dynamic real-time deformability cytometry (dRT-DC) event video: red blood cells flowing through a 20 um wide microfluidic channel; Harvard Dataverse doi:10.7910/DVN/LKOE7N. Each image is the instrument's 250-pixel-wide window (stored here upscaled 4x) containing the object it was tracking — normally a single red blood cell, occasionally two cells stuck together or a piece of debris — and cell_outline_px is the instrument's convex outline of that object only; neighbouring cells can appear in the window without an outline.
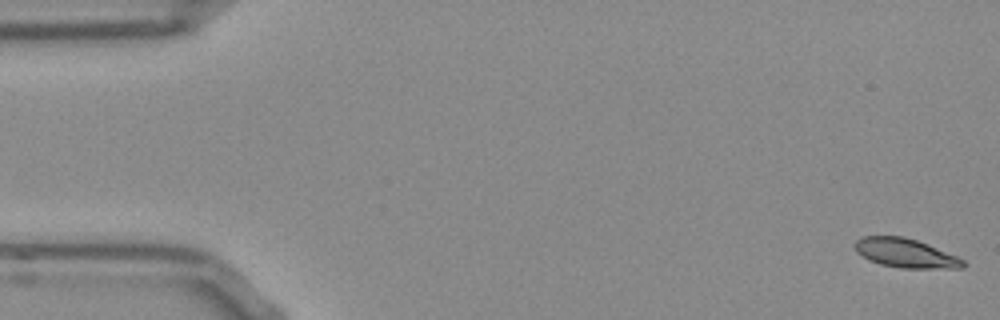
{"species": "Egyptian fruit bat (a non-hibernating species)", "species_latin": "Rousettus aegyptiacus", "temperature_condition": "room temperature", "stored_images_in_passage": 53, "camera_frame_rate_fps": 3000, "um_per_image_px": 0.085, "frame": {"image": 1, "passage_image": 1, "time_ms": 0.0, "image_size_px": [1000, 320], "cell_outline_px": [[968, 264], [964, 268], [900, 268], [880, 264], [868, 260], [856, 252], [856, 240], [864, 236], [904, 236], [916, 240], [956, 256], [964, 260]], "centroid_in_image_um": [76.97, 21.52], "position_along_channel_um": 8.0, "area_um2": 18.21}}
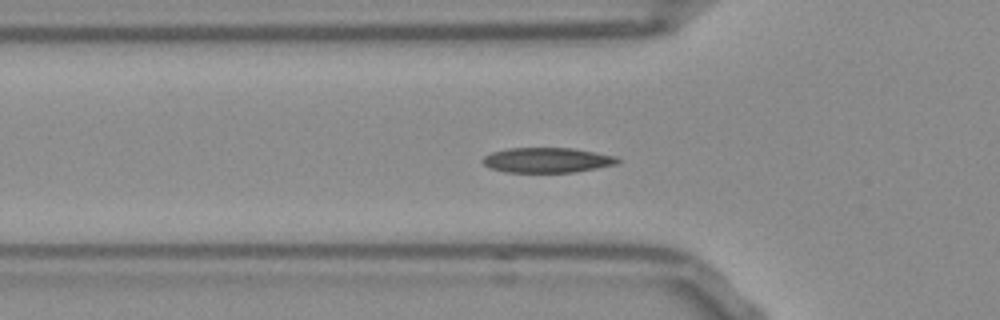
{"frame": {"image": 2, "passage_image": 17, "time_ms": 5.333, "image_size_px": [1000, 320], "cell_outline_px": [[620, 160], [616, 164], [596, 168], [572, 172], [504, 172], [488, 168], [480, 160], [484, 156], [492, 152], [508, 148], [572, 148], [616, 156]], "centroid_in_image_um": [46.45, 13.61], "position_along_channel_um": 79.4, "area_um2": 19.65}}
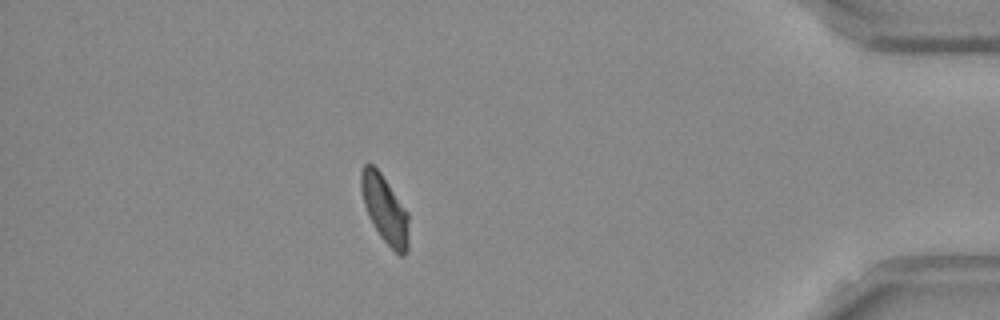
{"frame": {"image": 3, "passage_image": 46, "time_ms": 15.0, "image_size_px": [1000, 320], "cell_outline_px": [[408, 252], [404, 256], [400, 256], [380, 236], [364, 204], [360, 188], [360, 172], [364, 164], [372, 164], [380, 172], [408, 212]], "centroid_in_image_um": [32.72, 17.78], "position_along_channel_um": 402.5, "area_um2": 18.5}, "authors_computed_cell_mechanics": {"area_um2": 18.9006, "velocity_mm_per_s": 3.8289, "shape_relaxation_time_tau1_ms": 2.7294, "shape_relaxation_time_tau2_ms": 1.6045, "deformation_change_tau1": 0.1161, "deformation_change_tau2": 0.0616}}